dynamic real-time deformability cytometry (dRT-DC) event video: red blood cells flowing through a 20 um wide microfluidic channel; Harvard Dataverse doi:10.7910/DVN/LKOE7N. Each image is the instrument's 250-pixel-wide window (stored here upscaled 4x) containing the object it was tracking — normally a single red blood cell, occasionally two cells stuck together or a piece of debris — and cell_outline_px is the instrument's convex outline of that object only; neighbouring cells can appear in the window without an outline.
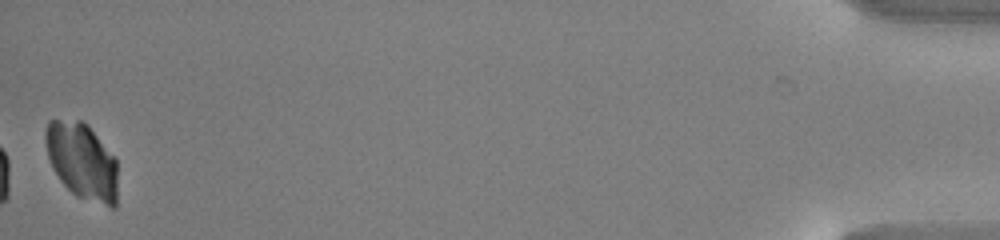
{"species": "common noctule bat (a hibernating species)", "species_latin": "Nyctalus noctula", "temperature_condition": "warm", "stored_images_in_passage": 39, "camera_frame_rate_fps": 3000, "um_per_image_px": 0.085, "animal": {"sex": "male", "body_mass_g": 13.0, "forearm_length_mm": 53.1}, "frame": {"image": 1, "passage_image": 39, "time_ms": 12.667, "image_size_px": [1000, 240], "cell_outline_px": [[116, 208], [112, 208], [76, 196], [60, 180], [52, 168], [48, 156], [44, 136], [44, 128], [48, 120], [80, 120], [88, 124], [116, 160]], "centroid_in_image_um": [6.95, 13.68], "position_along_channel_um": 428.3, "area_um2": 32.14}}